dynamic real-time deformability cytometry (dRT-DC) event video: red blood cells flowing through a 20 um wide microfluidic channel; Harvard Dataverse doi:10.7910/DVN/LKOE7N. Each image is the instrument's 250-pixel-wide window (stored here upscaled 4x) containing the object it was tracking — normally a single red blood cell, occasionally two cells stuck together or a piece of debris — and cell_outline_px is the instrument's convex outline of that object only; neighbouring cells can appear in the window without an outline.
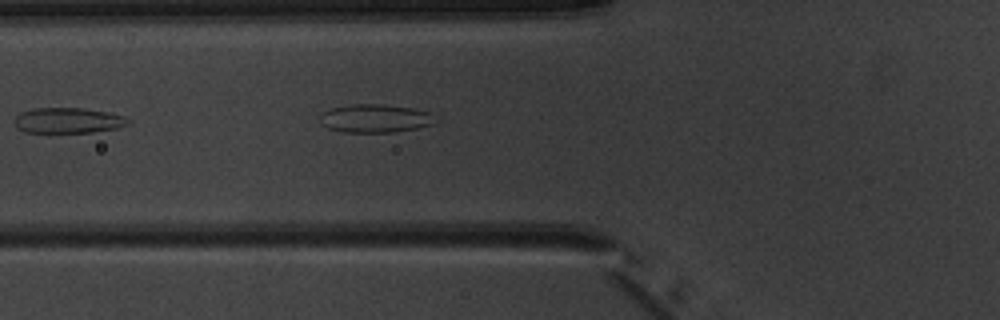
{"species": "common noctule bat (a hibernating species)", "species_latin": "Nyctalus noctula", "temperature_condition": "warm", "stored_images_in_passage": 8, "camera_frame_rate_fps": 3000, "um_per_image_px": 0.085, "animal": {"sex": "male", "body_mass_g": 20.1, "forearm_length_mm": 53.5}, "frame": {"image": 1, "passage_image": 7, "time_ms": 7.0, "image_size_px": [1000, 320], "cell_outline_px": [[132, 120], [128, 124], [116, 128], [92, 132], [24, 132], [16, 128], [16, 116], [20, 112], [32, 108], [80, 108], [108, 112], [124, 116]], "centroid_in_image_um": [5.79, 10.23], "position_along_channel_um": 120.0, "area_um2": 16.82}}